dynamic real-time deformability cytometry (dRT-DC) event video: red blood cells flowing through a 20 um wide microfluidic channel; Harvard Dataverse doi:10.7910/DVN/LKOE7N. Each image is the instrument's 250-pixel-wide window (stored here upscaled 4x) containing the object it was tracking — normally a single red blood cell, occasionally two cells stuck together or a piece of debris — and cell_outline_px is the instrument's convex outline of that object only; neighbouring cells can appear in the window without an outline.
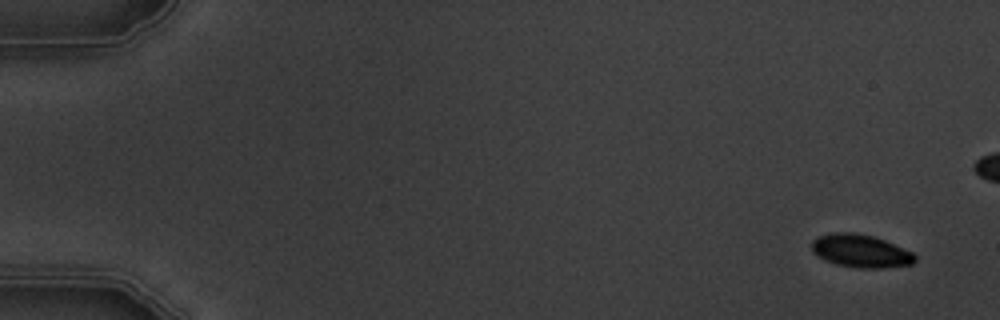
{"species": "common noctule bat (a hibernating species)", "species_latin": "Nyctalus noctula", "temperature_condition": "warm", "stored_images_in_passage": 6, "camera_frame_rate_fps": 3000, "um_per_image_px": 0.085, "animal": {"sex": "male", "body_mass_g": 19.5, "forearm_length_mm": 54.6}, "frame": {"image": 1, "passage_image": 1, "time_ms": 0.0, "image_size_px": [1000, 320], "cell_outline_px": [[916, 260], [912, 264], [880, 268], [860, 268], [836, 264], [824, 260], [816, 256], [812, 252], [812, 240], [816, 236], [832, 232], [856, 232], [872, 236], [884, 240], [912, 252], [916, 256]], "centroid_in_image_um": [73.1, 21.32], "position_along_channel_um": 11.9, "area_um2": 19.94}}